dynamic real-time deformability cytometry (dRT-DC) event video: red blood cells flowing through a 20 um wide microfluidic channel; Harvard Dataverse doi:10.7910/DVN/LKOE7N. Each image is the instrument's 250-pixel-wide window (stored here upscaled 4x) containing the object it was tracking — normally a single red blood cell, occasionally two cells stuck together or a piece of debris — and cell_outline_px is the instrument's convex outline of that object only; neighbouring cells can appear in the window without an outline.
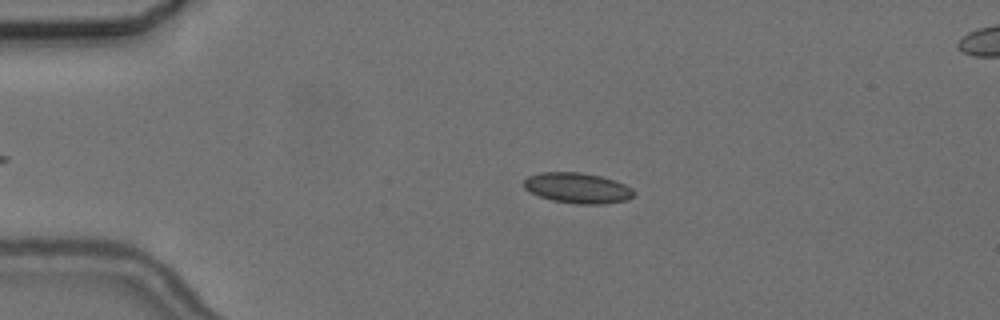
{"species": "common noctule bat (a hibernating species)", "species_latin": "Nyctalus noctula", "temperature_condition": "cold", "stored_images_in_passage": 8, "camera_frame_rate_fps": 3000, "um_per_image_px": 0.085, "animal": {"sex": "female", "body_mass_g": 24.6, "forearm_length_mm": 56.2}, "frame": {"image": 1, "passage_image": 3, "time_ms": 2.333, "image_size_px": [1000, 320], "cell_outline_px": [[636, 192], [628, 200], [604, 204], [576, 204], [552, 200], [540, 196], [524, 188], [524, 180], [528, 176], [540, 172], [580, 172], [600, 176], [616, 180], [632, 188]], "centroid_in_image_um": [49.12, 15.98], "position_along_channel_um": 35.9, "area_um2": 19.59}}
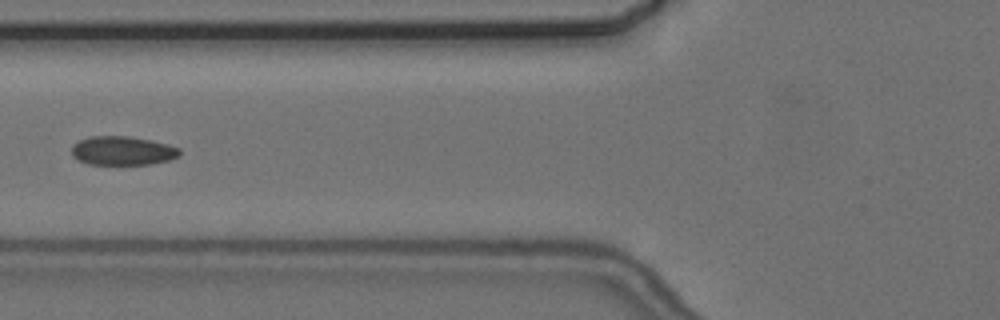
{"frame": {"image": 2, "passage_image": 5, "time_ms": 5.667, "image_size_px": [1000, 320], "cell_outline_px": [[180, 156], [168, 160], [148, 164], [88, 164], [72, 156], [72, 144], [88, 136], [128, 136], [168, 144], [180, 148]], "centroid_in_image_um": [10.4, 12.8], "position_along_channel_um": 115.4, "area_um2": 18.09}}
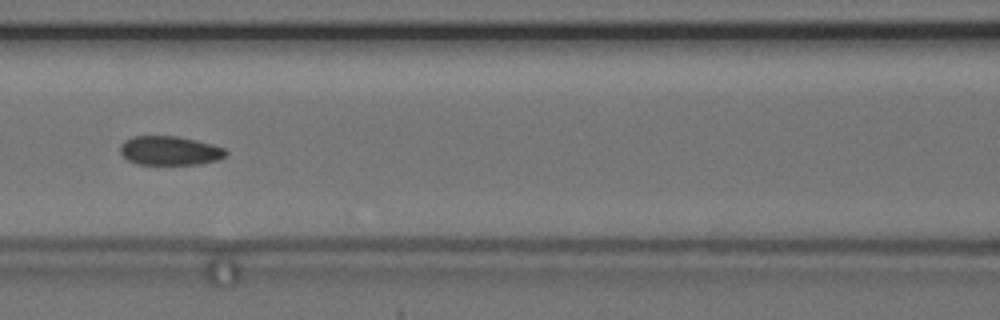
{"frame": {"image": 3, "passage_image": 6, "time_ms": 6.667, "image_size_px": [1000, 320], "cell_outline_px": [[228, 152], [224, 156], [216, 160], [200, 164], [136, 164], [128, 160], [120, 152], [120, 144], [124, 140], [132, 136], [176, 136], [196, 140], [212, 144], [224, 148]], "centroid_in_image_um": [14.4, 12.8], "position_along_channel_um": 152.2, "area_um2": 17.86}}